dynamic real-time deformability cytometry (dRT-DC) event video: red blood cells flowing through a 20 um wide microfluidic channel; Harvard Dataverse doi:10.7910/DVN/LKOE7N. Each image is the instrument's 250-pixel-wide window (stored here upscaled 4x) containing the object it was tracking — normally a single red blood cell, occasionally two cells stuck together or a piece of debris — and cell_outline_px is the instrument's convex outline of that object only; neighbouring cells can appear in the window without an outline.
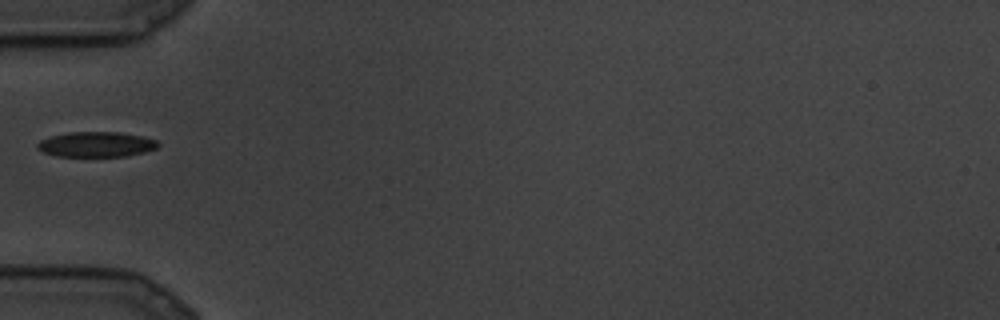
{"species": "common noctule bat (a hibernating species)", "species_latin": "Nyctalus noctula", "temperature_condition": "cold", "stored_images_in_passage": 5, "camera_frame_rate_fps": 3000, "um_per_image_px": 0.085, "animal": {"sex": "male", "body_mass_g": 19.5, "forearm_length_mm": 54.6}, "frame": {"image": 1, "passage_image": 1, "time_ms": 0.0, "image_size_px": [1000, 320], "cell_outline_px": [[160, 144], [156, 148], [144, 152], [124, 156], [56, 156], [44, 152], [36, 148], [36, 144], [40, 140], [48, 136], [68, 132], [120, 132], [144, 136], [156, 140]], "centroid_in_image_um": [8.16, 12.26], "position_along_channel_um": 76.8, "area_um2": 17.8}}